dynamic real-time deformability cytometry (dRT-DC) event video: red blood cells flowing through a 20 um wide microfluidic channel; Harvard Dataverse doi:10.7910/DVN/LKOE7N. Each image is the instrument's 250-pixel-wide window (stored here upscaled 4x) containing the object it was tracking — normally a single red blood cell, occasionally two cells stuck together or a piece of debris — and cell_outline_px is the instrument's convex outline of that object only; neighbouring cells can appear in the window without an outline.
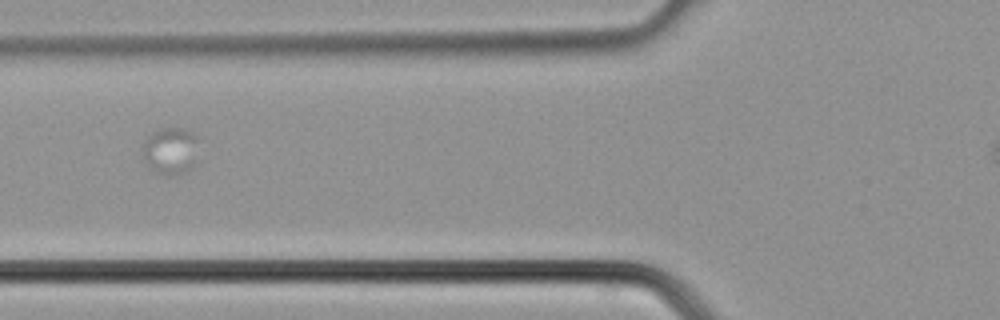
{"species": "common noctule bat (a hibernating species)", "species_latin": "Nyctalus noctula", "temperature_condition": "cold", "stored_images_in_passage": 25, "segment_of_instrument_passage": [2, 3], "camera_frame_rate_fps": 3000, "um_per_image_px": 0.085, "animal": {"sex": "male", "body_mass_g": 21.5, "forearm_length_mm": 52.0}, "frame": {"image": 1, "passage_image": 5, "time_ms": 1.333, "image_size_px": [1000, 320], "cell_outline_px": [[196, 140], [192, 164], [184, 172], [172, 176], [164, 176], [156, 172], [148, 164], [144, 156], [144, 140], [152, 132], [160, 128], [184, 128], [196, 132]], "centroid_in_image_um": [14.46, 12.78], "position_along_channel_um": 111.3, "area_um2": 14.91}}
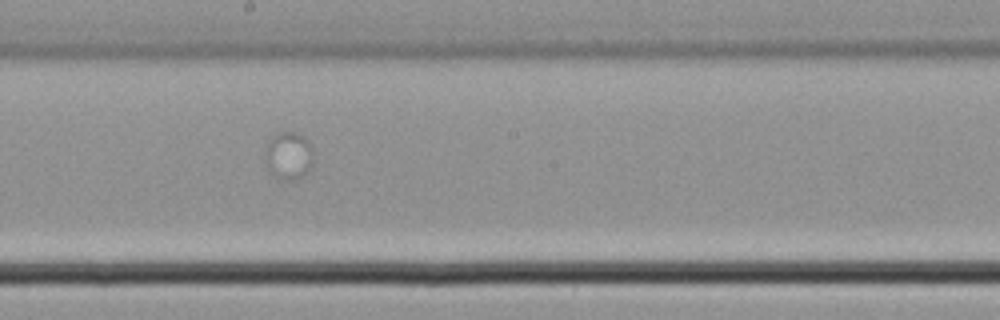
{"frame": {"image": 2, "passage_image": 12, "time_ms": 3.667, "image_size_px": [1000, 320], "cell_outline_px": [[312, 164], [308, 172], [304, 176], [296, 180], [280, 180], [268, 172], [264, 160], [264, 152], [272, 136], [280, 132], [296, 132], [304, 136], [308, 140], [312, 148]], "centroid_in_image_um": [24.52, 13.26], "position_along_channel_um": 223.7, "area_um2": 13.81}}
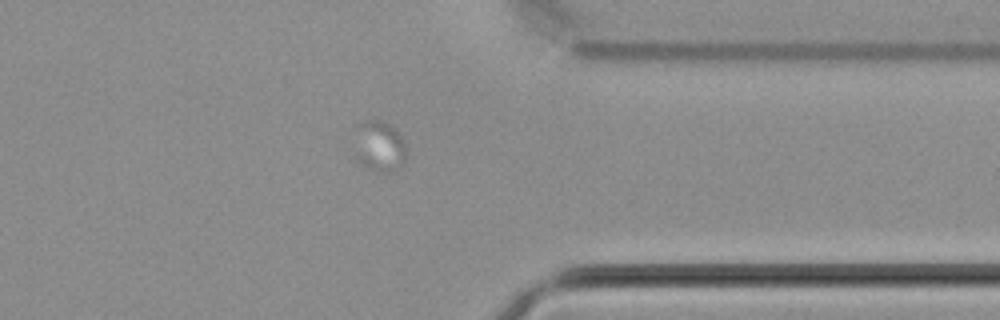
{"frame": {"image": 3, "passage_image": 22, "time_ms": 7.0, "image_size_px": [1000, 320], "cell_outline_px": [[404, 160], [392, 172], [376, 172], [356, 164], [356, 124], [360, 120], [380, 120], [396, 128], [404, 140]], "centroid_in_image_um": [32.19, 12.42], "position_along_channel_um": 379.2, "area_um2": 15.61}}